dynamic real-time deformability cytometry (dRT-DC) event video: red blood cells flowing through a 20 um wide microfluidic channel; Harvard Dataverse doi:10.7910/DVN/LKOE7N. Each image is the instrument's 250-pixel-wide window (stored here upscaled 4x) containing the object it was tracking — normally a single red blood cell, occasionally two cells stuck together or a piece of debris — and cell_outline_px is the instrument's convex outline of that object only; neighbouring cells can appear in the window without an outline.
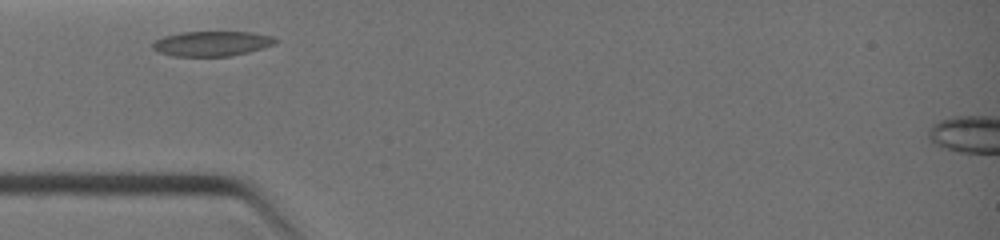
{"species": "common noctule bat (a hibernating species)", "species_latin": "Nyctalus noctula", "temperature_condition": "warm", "stored_images_in_passage": 15, "camera_frame_rate_fps": 3000, "um_per_image_px": 0.085, "animal": {"sex": "female", "body_mass_g": 19.0, "forearm_length_mm": 51.5}, "frame": {"image": 1, "passage_image": 1, "time_ms": 0.0, "image_size_px": [1000, 240], "cell_outline_px": [[280, 40], [276, 44], [264, 48], [232, 56], [172, 56], [160, 52], [152, 48], [152, 44], [156, 40], [164, 36], [180, 32], [252, 32], [272, 36]], "centroid_in_image_um": [18.06, 3.7], "position_along_channel_um": 66.9, "area_um2": 17.98}}
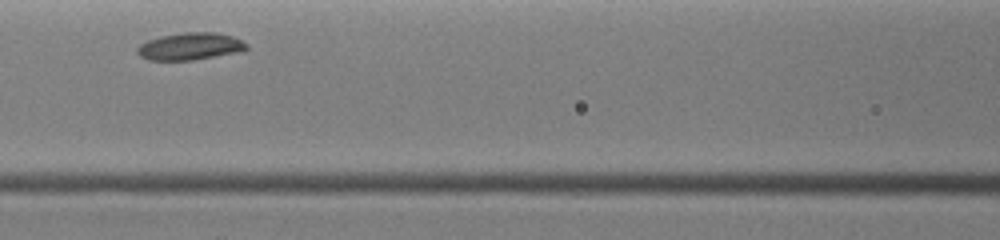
{"frame": {"image": 2, "passage_image": 6, "time_ms": 1.667, "image_size_px": [1000, 240], "cell_outline_px": [[248, 48], [244, 52], [192, 60], [148, 60], [140, 56], [136, 52], [136, 48], [140, 44], [148, 40], [160, 36], [184, 32], [216, 32], [232, 36], [248, 44]], "centroid_in_image_um": [16.18, 3.94], "position_along_channel_um": 150.4, "area_um2": 17.57}}
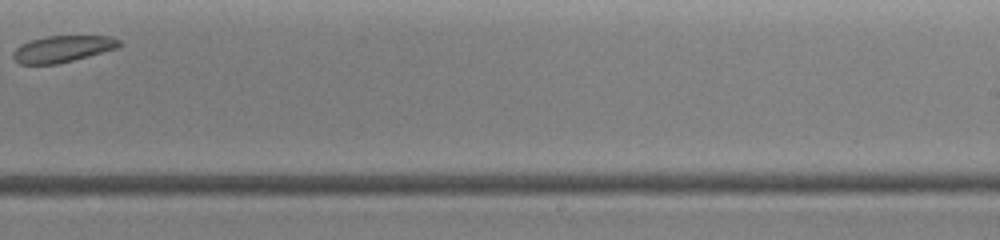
{"frame": {"image": 3, "passage_image": 12, "time_ms": 4.333, "image_size_px": [1000, 240], "cell_outline_px": [[124, 44], [120, 48], [56, 64], [20, 64], [12, 56], [12, 52], [20, 44], [32, 40], [48, 36], [108, 36], [120, 40]], "centroid_in_image_um": [5.36, 4.15], "position_along_channel_um": 283.6, "area_um2": 16.42}}